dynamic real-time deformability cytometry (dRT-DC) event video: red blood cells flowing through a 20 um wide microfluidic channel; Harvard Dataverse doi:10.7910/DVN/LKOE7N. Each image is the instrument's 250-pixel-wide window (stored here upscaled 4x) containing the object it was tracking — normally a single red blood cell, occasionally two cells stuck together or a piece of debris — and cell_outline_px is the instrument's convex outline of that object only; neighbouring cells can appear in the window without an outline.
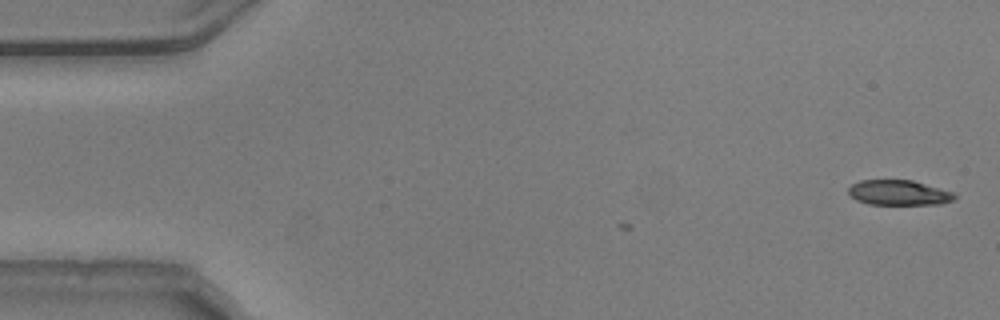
{"species": "common noctule bat (a hibernating species)", "species_latin": "Nyctalus noctula", "temperature_condition": "warm", "stored_images_in_passage": 3, "camera_frame_rate_fps": 3000, "um_per_image_px": 0.085, "animal": {"sex": "male", "body_mass_g": 20.5, "forearm_length_mm": 52.5}, "frame": {"image": 1, "passage_image": 1, "time_ms": 0.0, "image_size_px": [1000, 320], "cell_outline_px": [[956, 196], [952, 200], [940, 204], [868, 204], [856, 200], [848, 192], [848, 188], [852, 184], [860, 180], [912, 180], [956, 192]], "centroid_in_image_um": [76.41, 16.37], "position_along_channel_um": 8.6, "area_um2": 15.55}}